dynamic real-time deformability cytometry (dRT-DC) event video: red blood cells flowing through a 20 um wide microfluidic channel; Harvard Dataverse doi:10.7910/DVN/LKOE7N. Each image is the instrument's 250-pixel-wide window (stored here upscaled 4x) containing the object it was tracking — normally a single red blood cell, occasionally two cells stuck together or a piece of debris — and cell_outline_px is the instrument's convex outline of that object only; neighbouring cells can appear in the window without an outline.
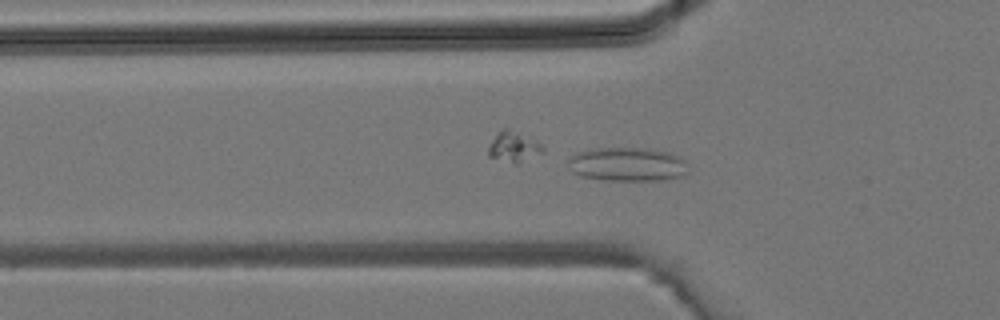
{"species": "common noctule bat (a hibernating species)", "species_latin": "Nyctalus noctula", "temperature_condition": "room temperature", "stored_images_in_passage": 36, "segment_of_instrument_passage": [2, 3], "camera_frame_rate_fps": 3000, "um_per_image_px": 0.085, "animal": {"sex": "male", "body_mass_g": 19.2, "forearm_length_mm": 51.8}, "frame": {"image": 1, "passage_image": 12, "time_ms": 3.667, "image_size_px": [1000, 320], "cell_outline_px": [[684, 176], [660, 180], [604, 180], [580, 176], [572, 172], [568, 160], [568, 156], [580, 152], [596, 148], [644, 148], [672, 152], [684, 160]], "centroid_in_image_um": [53.29, 13.96], "position_along_channel_um": 72.5, "area_um2": 23.52}}
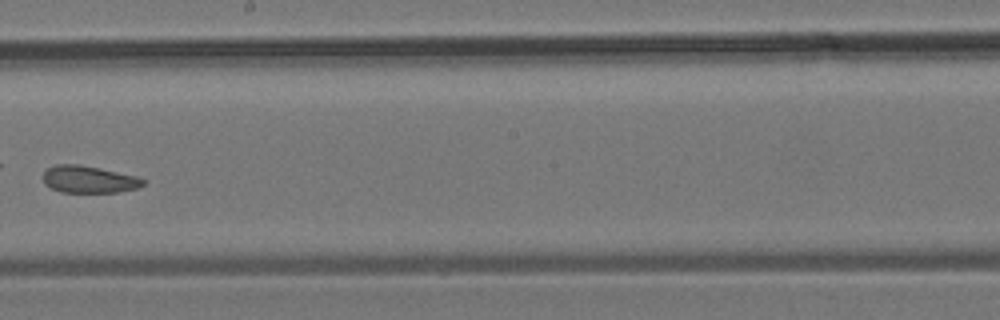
{"frame": {"image": 2, "passage_image": 21, "time_ms": 6.667, "image_size_px": [1000, 320], "cell_outline_px": [[144, 184], [136, 188], [116, 192], [60, 192], [44, 184], [44, 172], [48, 168], [56, 164], [80, 164], [100, 168], [136, 176], [144, 180]], "centroid_in_image_um": [7.53, 15.24], "position_along_channel_um": 240.7, "area_um2": 15.66}}
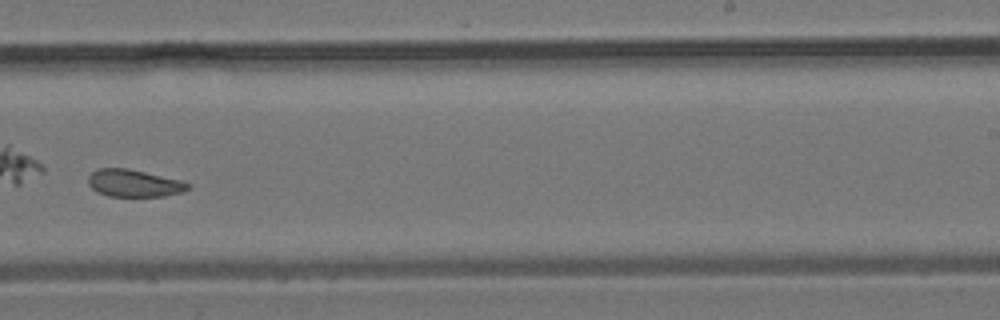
{"frame": {"image": 3, "passage_image": 23, "time_ms": 7.333, "image_size_px": [1000, 320], "cell_outline_px": [[192, 184], [184, 192], [164, 196], [108, 196], [96, 192], [88, 184], [88, 176], [96, 168], [128, 168], [180, 180]], "centroid_in_image_um": [11.37, 15.57], "position_along_channel_um": 277.6, "area_um2": 15.95}}